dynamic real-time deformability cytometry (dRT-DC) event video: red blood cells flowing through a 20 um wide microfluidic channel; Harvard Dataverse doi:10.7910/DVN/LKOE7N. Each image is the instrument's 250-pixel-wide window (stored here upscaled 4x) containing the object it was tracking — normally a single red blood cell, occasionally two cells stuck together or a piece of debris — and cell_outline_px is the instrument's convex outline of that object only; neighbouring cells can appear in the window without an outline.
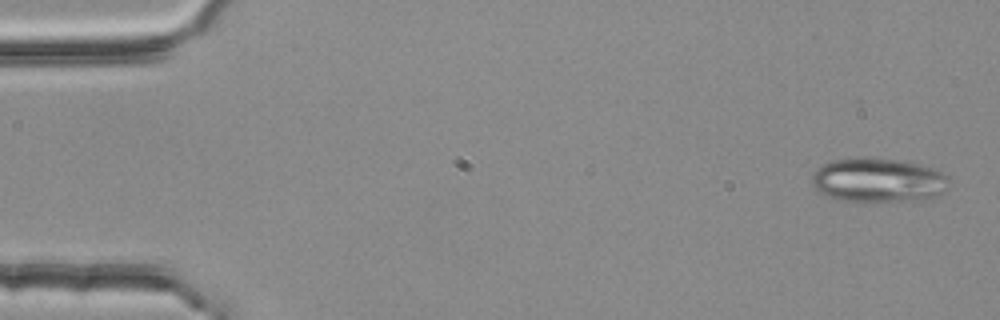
{"species": "common noctule bat (a hibernating species)", "species_latin": "Nyctalus noctula", "temperature_condition": "room temperature", "stored_images_in_passage": 4, "camera_frame_rate_fps": 3000, "um_per_image_px": 0.085, "animal": {"sex": "female", "body_mass_g": 25.1}, "frame": {"image": 1, "passage_image": 1, "time_ms": 0.0, "image_size_px": [1000, 320], "cell_outline_px": [[948, 188], [936, 196], [912, 200], [840, 200], [828, 196], [820, 192], [812, 184], [812, 176], [824, 164], [832, 160], [852, 156], [860, 156], [892, 160], [920, 164], [940, 172], [948, 176]], "centroid_in_image_um": [74.63, 15.28], "position_along_channel_um": 10.4, "area_um2": 34.68}}